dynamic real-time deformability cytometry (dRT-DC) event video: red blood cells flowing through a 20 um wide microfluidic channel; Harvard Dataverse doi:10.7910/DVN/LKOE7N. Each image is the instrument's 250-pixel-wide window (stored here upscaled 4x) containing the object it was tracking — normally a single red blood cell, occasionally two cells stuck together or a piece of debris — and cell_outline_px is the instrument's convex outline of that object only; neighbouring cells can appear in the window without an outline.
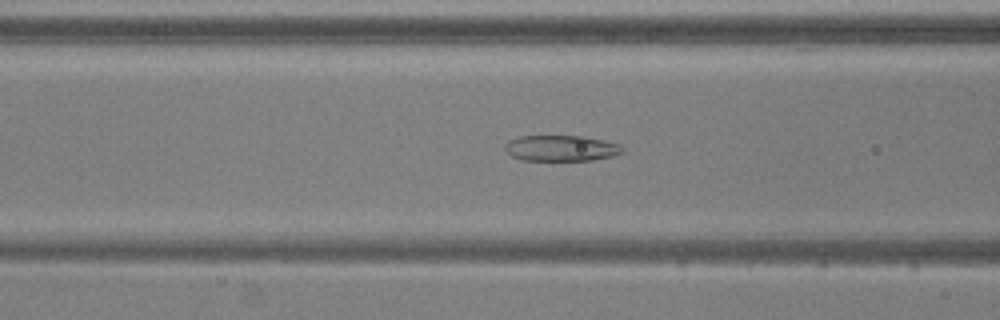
{"species": "common noctule bat (a hibernating species)", "species_latin": "Nyctalus noctula", "temperature_condition": "warm", "stored_images_in_passage": 53, "camera_frame_rate_fps": 3000, "um_per_image_px": 0.085, "animal": {"sex": "male", "body_mass_g": 20.5, "forearm_length_mm": 52.5}, "frame": {"image": 1, "passage_image": 20, "time_ms": 6.333, "image_size_px": [1000, 320], "cell_outline_px": [[624, 152], [612, 156], [592, 160], [520, 160], [512, 156], [504, 148], [504, 144], [508, 140], [520, 136], [584, 136], [604, 140], [620, 144], [624, 148]], "centroid_in_image_um": [47.7, 12.59], "position_along_channel_um": 118.9, "area_um2": 17.8}}
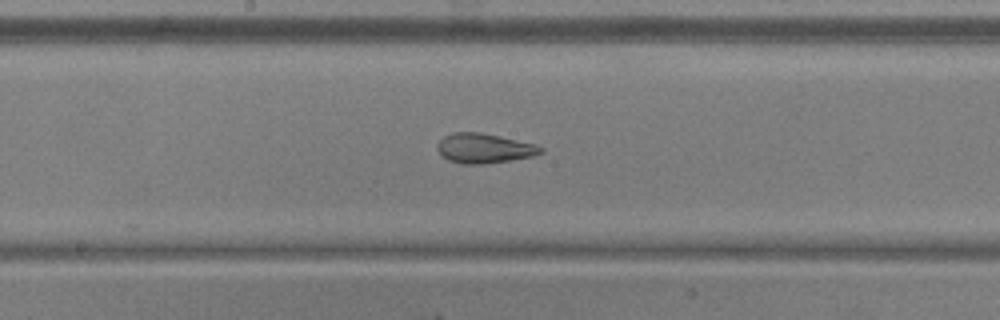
{"frame": {"image": 2, "passage_image": 27, "time_ms": 8.667, "image_size_px": [1000, 320], "cell_outline_px": [[544, 152], [532, 156], [484, 164], [460, 164], [448, 160], [436, 148], [436, 144], [444, 136], [452, 132], [480, 132], [500, 136], [536, 144], [544, 148]], "centroid_in_image_um": [41.15, 12.6], "position_along_channel_um": 207.1, "area_um2": 17.92}}
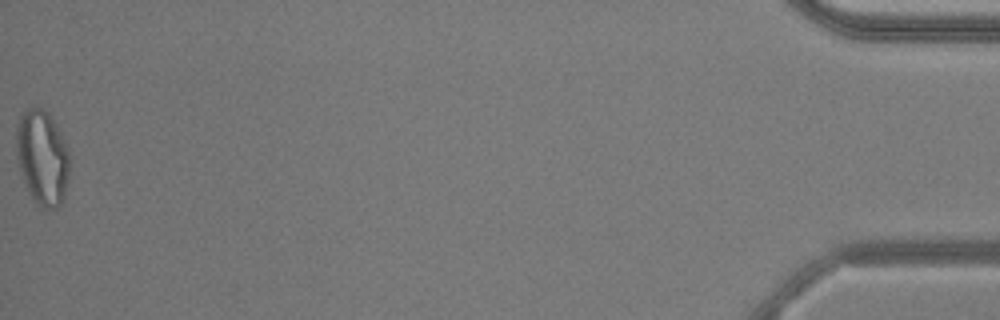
{"frame": {"image": 3, "passage_image": 53, "time_ms": 17.333, "image_size_px": [1000, 320], "cell_outline_px": [[68, 180], [64, 196], [60, 204], [56, 208], [48, 212], [40, 208], [36, 204], [28, 192], [20, 172], [16, 160], [16, 124], [20, 112], [28, 108], [44, 108], [48, 112], [60, 132], [68, 148]], "centroid_in_image_um": [3.56, 13.41], "position_along_channel_um": 431.6, "area_um2": 30.06}, "authors_computed_cell_mechanics": {"area_um2": 22.8888, "velocity_mm_per_s": 3.7575, "shape_relaxation_time_tau1_ms": 6.6641, "shape_relaxation_time_tau2_ms": 1.6302, "deformation_change_tau1": 0.2191, "deformation_change_tau2": 0.0986}}